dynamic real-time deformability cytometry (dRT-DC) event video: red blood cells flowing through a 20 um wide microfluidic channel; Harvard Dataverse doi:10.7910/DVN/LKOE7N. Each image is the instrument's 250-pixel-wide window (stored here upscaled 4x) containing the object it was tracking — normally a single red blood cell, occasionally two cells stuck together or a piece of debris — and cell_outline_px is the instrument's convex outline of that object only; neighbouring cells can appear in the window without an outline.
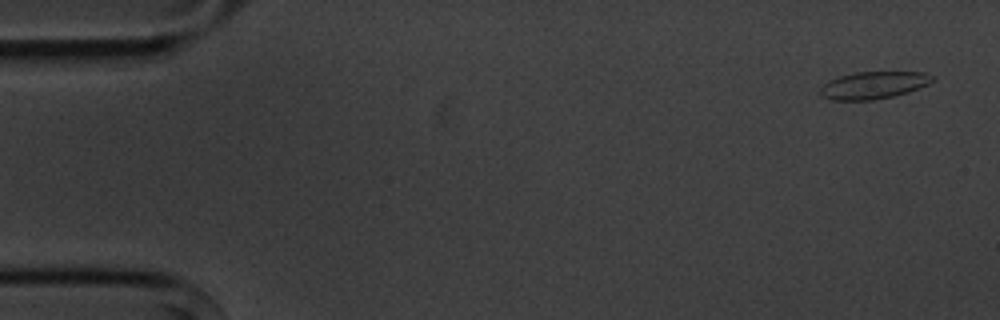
{"species": "common noctule bat (a hibernating species)", "species_latin": "Nyctalus noctula", "temperature_condition": "cold", "stored_images_in_passage": 4, "camera_frame_rate_fps": 3000, "um_per_image_px": 0.085, "animal": {"sex": "male", "body_mass_g": 20.1, "forearm_length_mm": 53.5}, "frame": {"image": 1, "passage_image": 1, "time_ms": 0.0, "image_size_px": [1000, 320], "cell_outline_px": [[936, 80], [920, 88], [908, 92], [892, 96], [872, 100], [832, 100], [824, 96], [820, 92], [820, 88], [828, 80], [840, 76], [856, 72], [924, 72], [932, 76]], "centroid_in_image_um": [74.27, 7.23], "position_along_channel_um": 10.7, "area_um2": 17.74}}